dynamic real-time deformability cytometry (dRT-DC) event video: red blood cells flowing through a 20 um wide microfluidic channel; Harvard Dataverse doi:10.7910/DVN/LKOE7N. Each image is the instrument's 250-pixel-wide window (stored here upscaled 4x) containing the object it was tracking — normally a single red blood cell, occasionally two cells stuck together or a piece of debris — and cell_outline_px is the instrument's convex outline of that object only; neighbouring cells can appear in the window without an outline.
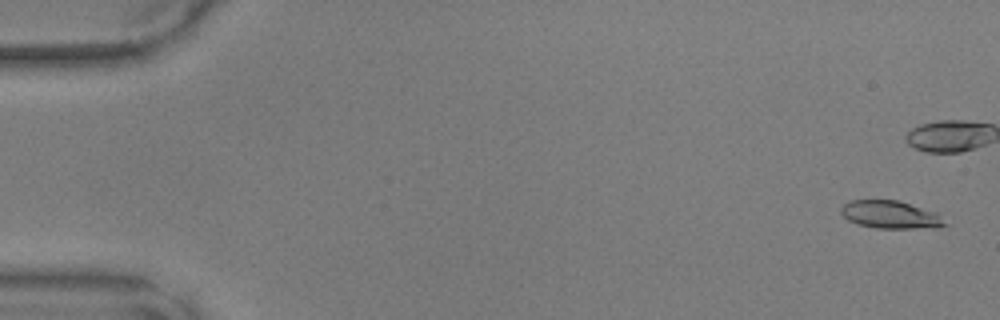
{"species": "common noctule bat (a hibernating species)", "species_latin": "Nyctalus noctula", "temperature_condition": "warm", "stored_images_in_passage": 11, "camera_frame_rate_fps": 3000, "um_per_image_px": 0.085, "animal": {"sex": "male", "body_mass_g": 17.9, "forearm_length_mm": 54.2}, "frame": {"image": 1, "passage_image": 2, "time_ms": 0.333, "image_size_px": [1000, 320], "cell_outline_px": [[948, 224], [936, 228], [876, 228], [856, 224], [848, 220], [840, 212], [840, 208], [844, 204], [852, 200], [896, 200], [936, 212]], "centroid_in_image_um": [75.68, 18.26], "position_along_channel_um": 9.3, "area_um2": 16.76}}